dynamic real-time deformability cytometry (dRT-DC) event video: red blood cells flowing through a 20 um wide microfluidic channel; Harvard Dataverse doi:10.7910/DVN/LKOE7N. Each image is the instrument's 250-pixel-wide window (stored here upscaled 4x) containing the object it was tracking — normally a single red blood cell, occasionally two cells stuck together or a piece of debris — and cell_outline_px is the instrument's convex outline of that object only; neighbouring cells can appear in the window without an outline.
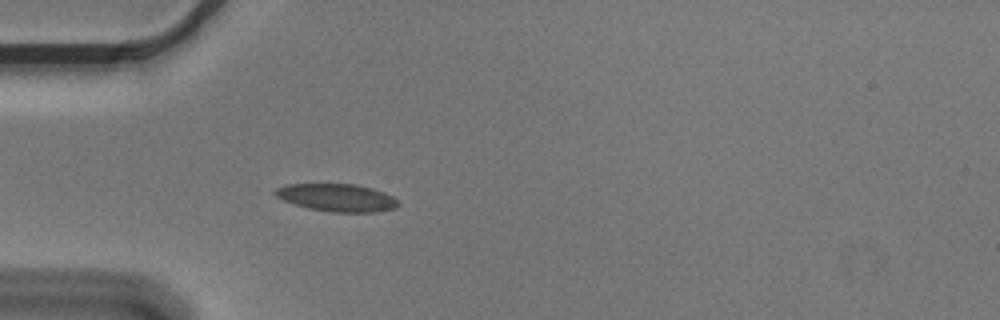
{"species": "Egyptian fruit bat (a non-hibernating species)", "species_latin": "Rousettus aegyptiacus", "temperature_condition": "cold", "stored_images_in_passage": 3, "camera_frame_rate_fps": 3000, "um_per_image_px": 0.085, "animal": {"sex": "male"}, "frame": {"image": 1, "passage_image": 3, "time_ms": 0.667, "image_size_px": [1000, 320], "cell_outline_px": [[400, 204], [396, 208], [376, 212], [332, 212], [308, 208], [292, 204], [276, 196], [272, 192], [276, 188], [284, 184], [356, 184], [372, 188], [384, 192], [392, 196]], "centroid_in_image_um": [28.62, 16.79], "position_along_channel_um": 56.4, "area_um2": 19.94}}